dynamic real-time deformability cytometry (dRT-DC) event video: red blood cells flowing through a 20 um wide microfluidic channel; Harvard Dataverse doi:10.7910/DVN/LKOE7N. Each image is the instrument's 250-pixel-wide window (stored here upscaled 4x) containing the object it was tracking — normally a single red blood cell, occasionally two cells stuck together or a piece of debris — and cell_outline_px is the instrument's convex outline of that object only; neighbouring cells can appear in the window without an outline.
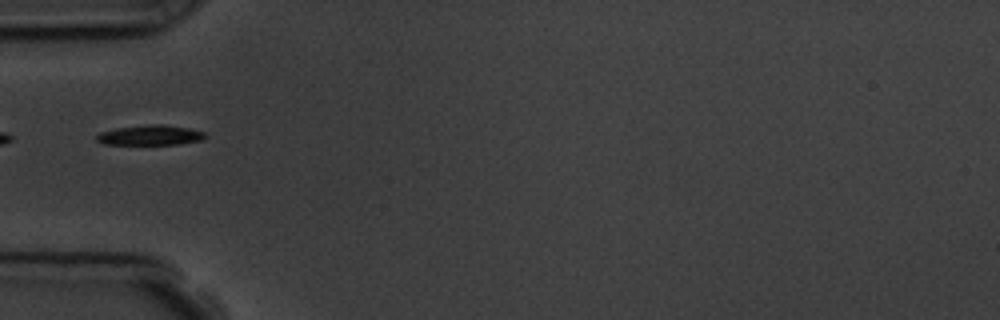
{"species": "common noctule bat (a hibernating species)", "species_latin": "Nyctalus noctula", "temperature_condition": "room temperature", "stored_images_in_passage": 6, "camera_frame_rate_fps": 3000, "um_per_image_px": 0.085, "animal": {"sex": "male", "body_mass_g": 19.5, "forearm_length_mm": 54.6}, "frame": {"image": 1, "passage_image": 6, "time_ms": 5.667, "image_size_px": [1000, 320], "cell_outline_px": [[208, 136], [200, 140], [176, 144], [104, 144], [96, 140], [96, 136], [100, 132], [116, 128], [148, 124], [164, 124], [188, 128], [204, 132]], "centroid_in_image_um": [12.76, 11.48], "position_along_channel_um": 72.2, "area_um2": 12.6}}